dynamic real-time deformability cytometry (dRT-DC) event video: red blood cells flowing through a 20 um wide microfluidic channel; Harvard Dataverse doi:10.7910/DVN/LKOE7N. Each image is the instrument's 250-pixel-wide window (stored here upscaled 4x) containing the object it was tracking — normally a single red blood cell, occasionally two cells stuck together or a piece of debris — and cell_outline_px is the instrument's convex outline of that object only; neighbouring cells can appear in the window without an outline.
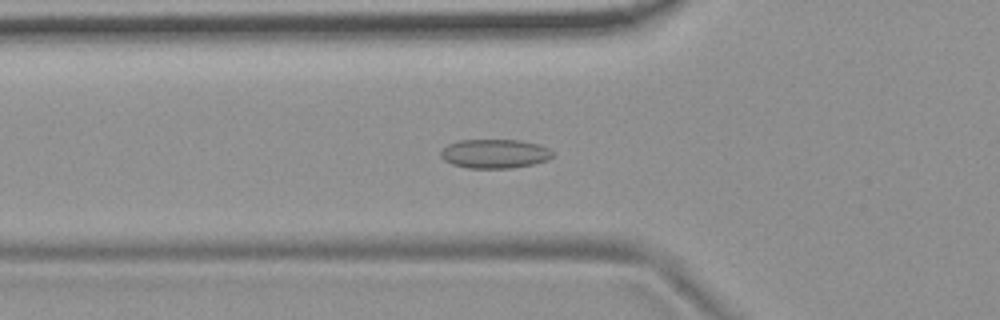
{"species": "common noctule bat (a hibernating species)", "species_latin": "Nyctalus noctula", "temperature_condition": "room temperature", "stored_images_in_passage": 55, "camera_frame_rate_fps": 3000, "um_per_image_px": 0.085, "animal": {"sex": "female", "body_mass_g": 19.9}, "frame": {"image": 1, "passage_image": 19, "time_ms": 6.0, "image_size_px": [1000, 320], "cell_outline_px": [[552, 156], [548, 160], [532, 164], [512, 168], [468, 168], [452, 164], [444, 160], [440, 156], [440, 152], [448, 144], [460, 140], [516, 140], [540, 144], [548, 148], [552, 152]], "centroid_in_image_um": [42.04, 13.06], "position_along_channel_um": 83.8, "area_um2": 18.9}}
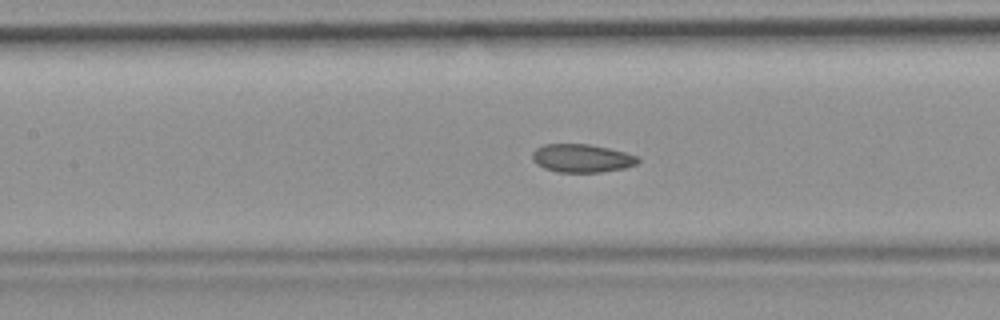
{"frame": {"image": 2, "passage_image": 25, "time_ms": 8.0, "image_size_px": [1000, 320], "cell_outline_px": [[640, 160], [636, 164], [624, 168], [600, 172], [556, 172], [544, 168], [536, 164], [532, 160], [532, 152], [536, 148], [544, 144], [588, 144], [608, 148], [640, 156]], "centroid_in_image_um": [49.44, 13.45], "position_along_channel_um": 158.0, "area_um2": 17.46}}
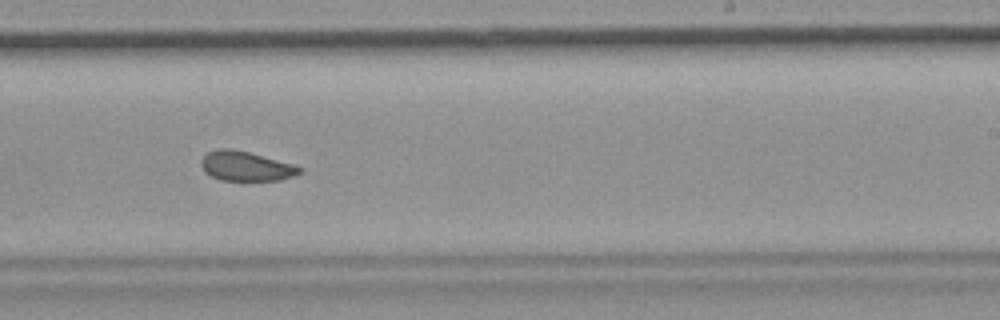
{"frame": {"image": 3, "passage_image": 34, "time_ms": 11.0, "image_size_px": [1000, 320], "cell_outline_px": [[304, 172], [280, 180], [220, 180], [204, 172], [200, 164], [200, 160], [208, 152], [220, 148], [228, 148], [248, 152], [292, 164], [304, 168]], "centroid_in_image_um": [20.9, 14.13], "position_along_channel_um": 268.1, "area_um2": 16.88}, "authors_computed_cell_mechanics": {"area_um2": 18.496, "velocity_mm_per_s": 3.6904, "shape_relaxation_time_tau1_ms": null, "shape_relaxation_time_tau2_ms": 3.287, "deformation_change_tau1": null, "deformation_change_tau2": 0.073}}